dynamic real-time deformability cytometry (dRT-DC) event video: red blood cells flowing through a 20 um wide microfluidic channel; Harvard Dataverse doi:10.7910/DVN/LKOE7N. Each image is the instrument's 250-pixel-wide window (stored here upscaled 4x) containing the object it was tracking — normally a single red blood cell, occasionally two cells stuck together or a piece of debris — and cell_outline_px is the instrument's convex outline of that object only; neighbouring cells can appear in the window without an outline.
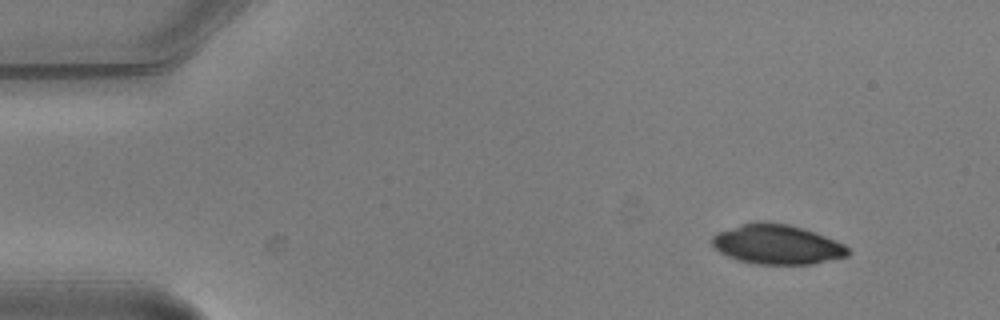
{"species": "common noctule bat (a hibernating species)", "species_latin": "Nyctalus noctula", "temperature_condition": "warm", "stored_images_in_passage": 4, "camera_frame_rate_fps": 3000, "um_per_image_px": 0.085, "animal": {"sex": "male", "body_mass_g": 20.5, "forearm_length_mm": 52.5}, "frame": {"image": 1, "passage_image": 1, "time_ms": 0.0, "image_size_px": [1000, 320], "cell_outline_px": [[852, 252], [848, 256], [812, 264], [756, 264], [736, 260], [720, 252], [712, 244], [712, 236], [720, 232], [740, 224], [760, 220], [788, 224], [824, 236], [844, 244]], "centroid_in_image_um": [66.05, 20.78], "position_along_channel_um": 19.0, "area_um2": 31.27}}